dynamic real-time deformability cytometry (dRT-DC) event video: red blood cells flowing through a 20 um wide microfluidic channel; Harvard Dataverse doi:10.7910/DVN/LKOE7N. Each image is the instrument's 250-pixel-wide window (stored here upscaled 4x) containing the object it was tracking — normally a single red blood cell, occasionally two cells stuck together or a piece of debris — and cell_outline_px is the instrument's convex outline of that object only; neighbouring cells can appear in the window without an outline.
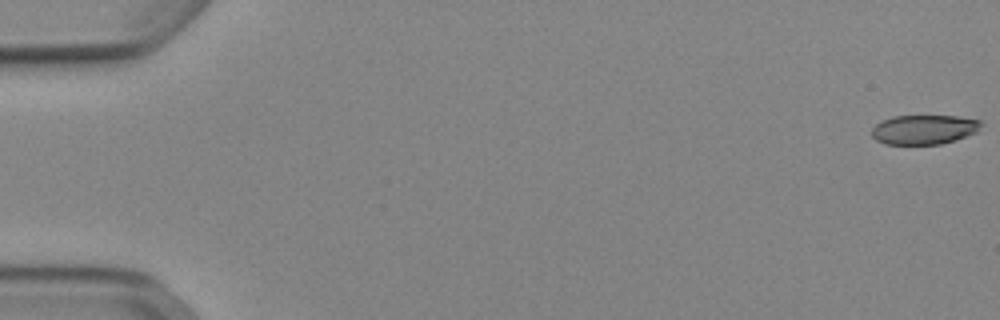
{"species": "Egyptian fruit bat (a non-hibernating species)", "species_latin": "Rousettus aegyptiacus", "temperature_condition": "cold", "stored_images_in_passage": 53, "camera_frame_rate_fps": 3000, "um_per_image_px": 0.085, "animal": {"sex": "female"}, "frame": {"image": 1, "passage_image": 1, "time_ms": 0.0, "image_size_px": [1000, 320], "cell_outline_px": [[984, 124], [976, 132], [956, 140], [940, 144], [884, 144], [876, 140], [872, 136], [872, 128], [880, 120], [892, 116], [956, 116], [980, 120]], "centroid_in_image_um": [78.53, 11.01], "position_along_channel_um": 6.5, "area_um2": 18.9}}
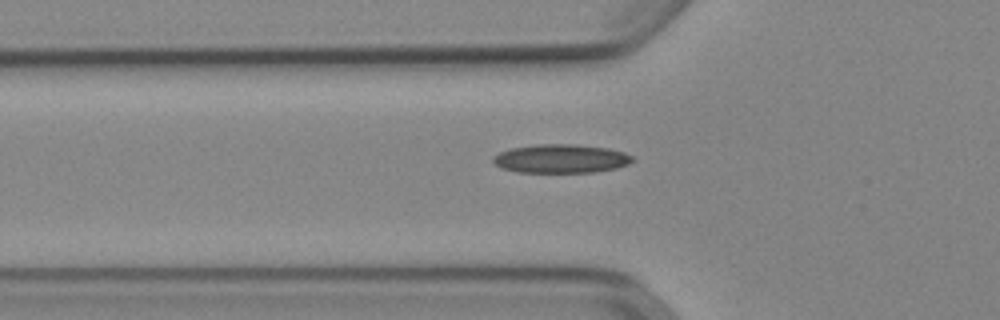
{"frame": {"image": 2, "passage_image": 19, "time_ms": 6.0, "image_size_px": [1000, 320], "cell_outline_px": [[636, 160], [628, 164], [616, 168], [596, 172], [516, 172], [504, 168], [496, 164], [492, 160], [492, 156], [500, 152], [512, 148], [536, 144], [572, 144], [608, 148], [624, 152], [632, 156]], "centroid_in_image_um": [47.71, 13.48], "position_along_channel_um": 78.1, "area_um2": 23.29}}
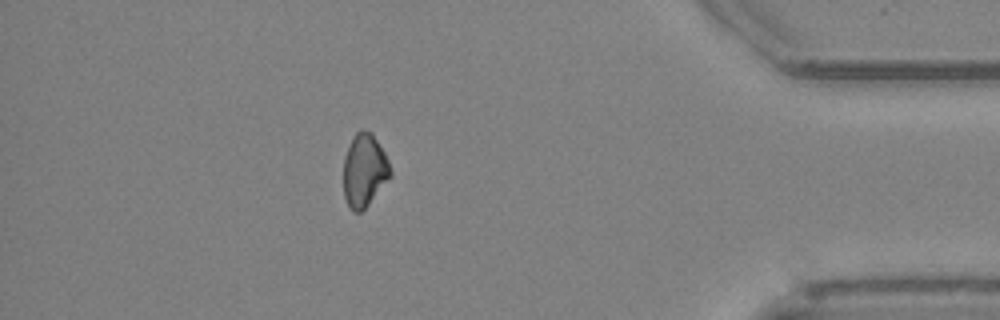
{"frame": {"image": 3, "passage_image": 47, "time_ms": 15.333, "image_size_px": [1000, 320], "cell_outline_px": [[392, 176], [368, 204], [360, 212], [352, 212], [348, 208], [344, 196], [344, 156], [352, 136], [360, 128], [372, 132], [384, 152], [388, 160], [392, 172]], "centroid_in_image_um": [30.96, 14.47], "position_along_channel_um": 404.2, "area_um2": 20.17}}